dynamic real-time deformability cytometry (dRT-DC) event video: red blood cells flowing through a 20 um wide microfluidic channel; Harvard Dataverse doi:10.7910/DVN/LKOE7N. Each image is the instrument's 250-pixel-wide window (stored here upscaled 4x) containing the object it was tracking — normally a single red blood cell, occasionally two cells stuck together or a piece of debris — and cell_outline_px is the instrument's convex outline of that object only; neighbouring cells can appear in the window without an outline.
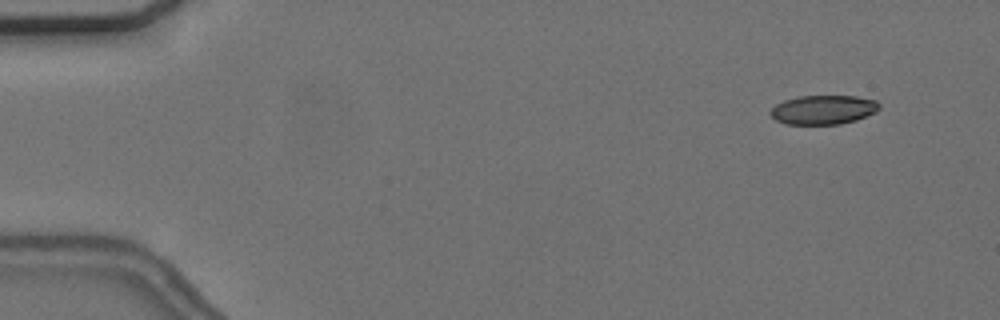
{"species": "common noctule bat (a hibernating species)", "species_latin": "Nyctalus noctula", "temperature_condition": "cold", "stored_images_in_passage": 56, "camera_frame_rate_fps": 3000, "um_per_image_px": 0.085, "animal": {"sex": "female", "body_mass_g": 24.6, "forearm_length_mm": 56.2}, "frame": {"image": 1, "passage_image": 5, "time_ms": 1.333, "image_size_px": [1000, 320], "cell_outline_px": [[880, 108], [876, 112], [856, 120], [840, 124], [784, 124], [776, 120], [768, 112], [776, 104], [784, 100], [796, 96], [856, 96], [876, 100], [880, 104]], "centroid_in_image_um": [69.98, 9.32], "position_along_channel_um": 15.0, "area_um2": 18.61}}
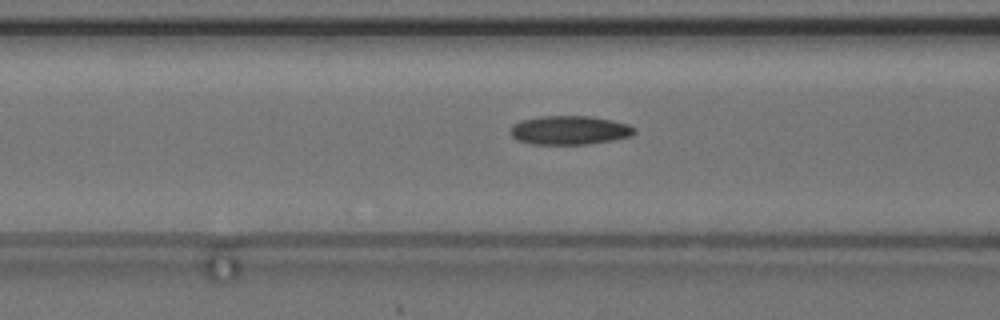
{"frame": {"image": 2, "passage_image": 23, "time_ms": 7.333, "image_size_px": [1000, 320], "cell_outline_px": [[636, 132], [632, 136], [612, 140], [588, 144], [532, 144], [516, 140], [508, 132], [512, 124], [520, 120], [540, 116], [592, 116], [612, 120], [628, 124], [636, 128]], "centroid_in_image_um": [48.39, 11.06], "position_along_channel_um": 118.2, "area_um2": 21.15}}
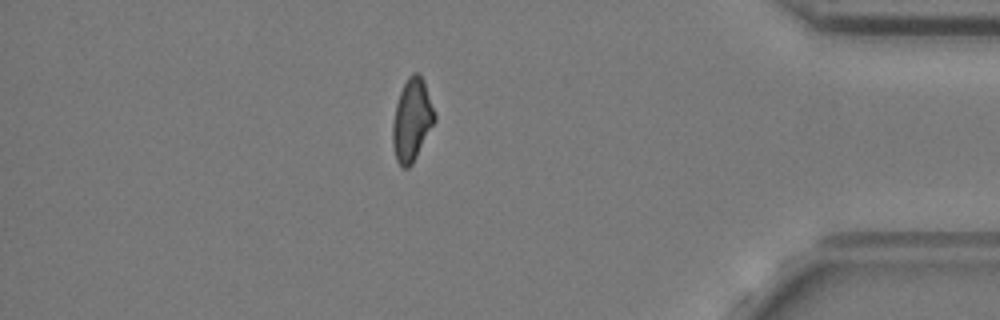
{"frame": {"image": 3, "passage_image": 49, "time_ms": 16.0, "image_size_px": [1000, 320], "cell_outline_px": [[436, 120], [412, 164], [408, 168], [404, 168], [396, 160], [392, 144], [392, 124], [396, 104], [400, 92], [408, 76], [412, 72], [416, 72], [424, 80], [436, 116]], "centroid_in_image_um": [35.0, 10.2], "position_along_channel_um": 400.2, "area_um2": 20.06}, "authors_computed_cell_mechanics": {"area_um2": 20.23, "velocity_mm_per_s": 3.6803, "shape_relaxation_time_tau1_ms": null, "shape_relaxation_time_tau2_ms": 8.5225, "deformation_change_tau1": null, "deformation_change_tau2": 0.1591}}